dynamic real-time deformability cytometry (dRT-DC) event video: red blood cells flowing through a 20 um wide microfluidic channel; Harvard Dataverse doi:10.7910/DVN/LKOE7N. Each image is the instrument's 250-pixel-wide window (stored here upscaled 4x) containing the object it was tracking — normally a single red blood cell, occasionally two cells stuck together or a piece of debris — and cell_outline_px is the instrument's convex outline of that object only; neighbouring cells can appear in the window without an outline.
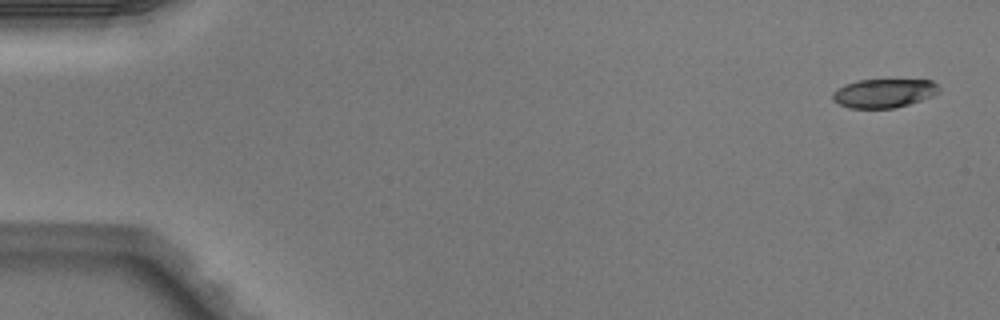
{"species": "Egyptian fruit bat (a non-hibernating species)", "species_latin": "Rousettus aegyptiacus", "temperature_condition": "warm", "stored_images_in_passage": 4, "camera_frame_rate_fps": 3000, "um_per_image_px": 0.085, "animal": {"sex": "male"}, "frame": {"image": 1, "passage_image": 1, "time_ms": 0.0, "image_size_px": [1000, 320], "cell_outline_px": [[940, 92], [932, 96], [908, 104], [892, 108], [848, 108], [832, 100], [832, 92], [836, 88], [844, 84], [856, 80], [932, 80], [940, 88]], "centroid_in_image_um": [75.09, 7.91], "position_along_channel_um": 9.9, "area_um2": 17.92}}
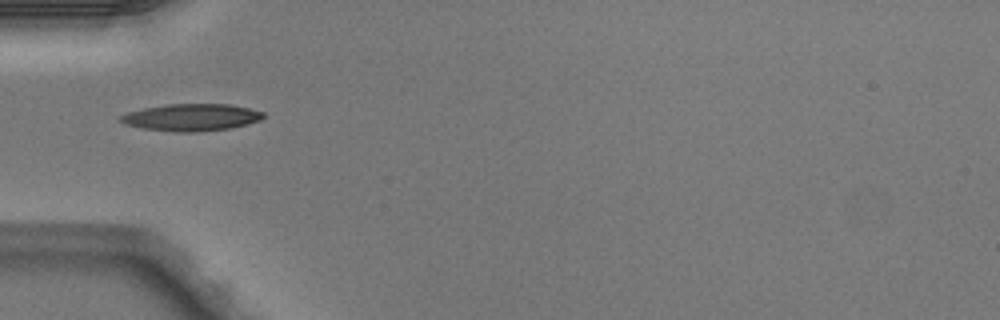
{"frame": {"image": 2, "passage_image": 4, "time_ms": 1.0, "image_size_px": [1000, 320], "cell_outline_px": [[264, 116], [260, 120], [232, 128], [196, 132], [176, 132], [140, 128], [124, 124], [120, 120], [120, 116], [128, 112], [144, 108], [168, 104], [228, 104], [248, 108], [264, 112]], "centroid_in_image_um": [16.25, 9.98], "position_along_channel_um": 68.7, "area_um2": 22.48}}